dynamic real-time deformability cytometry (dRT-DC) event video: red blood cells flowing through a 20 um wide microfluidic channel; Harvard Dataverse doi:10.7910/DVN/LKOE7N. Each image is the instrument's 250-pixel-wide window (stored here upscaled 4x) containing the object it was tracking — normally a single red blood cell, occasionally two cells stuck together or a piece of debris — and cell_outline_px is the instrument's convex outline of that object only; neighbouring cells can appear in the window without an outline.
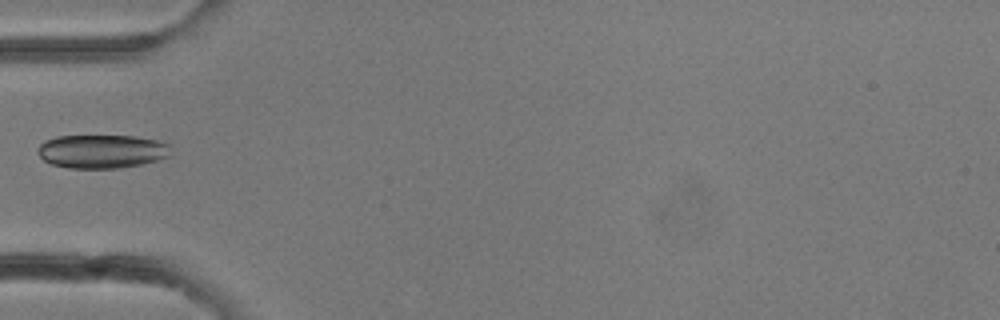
{"species": "common noctule bat (a hibernating species)", "species_latin": "Nyctalus noctula", "temperature_condition": "room temperature", "stored_images_in_passage": 11, "camera_frame_rate_fps": 3000, "um_per_image_px": 0.085, "animal": {"sex": "female"}, "frame": {"image": 1, "passage_image": 10, "time_ms": 3.0, "image_size_px": [1000, 320], "cell_outline_px": [[172, 144], [168, 156], [156, 160], [140, 164], [120, 168], [68, 168], [52, 164], [44, 160], [40, 156], [40, 144], [44, 140], [56, 136], [136, 136], [156, 140]], "centroid_in_image_um": [8.68, 12.86], "position_along_channel_um": 76.3, "area_um2": 25.95}}